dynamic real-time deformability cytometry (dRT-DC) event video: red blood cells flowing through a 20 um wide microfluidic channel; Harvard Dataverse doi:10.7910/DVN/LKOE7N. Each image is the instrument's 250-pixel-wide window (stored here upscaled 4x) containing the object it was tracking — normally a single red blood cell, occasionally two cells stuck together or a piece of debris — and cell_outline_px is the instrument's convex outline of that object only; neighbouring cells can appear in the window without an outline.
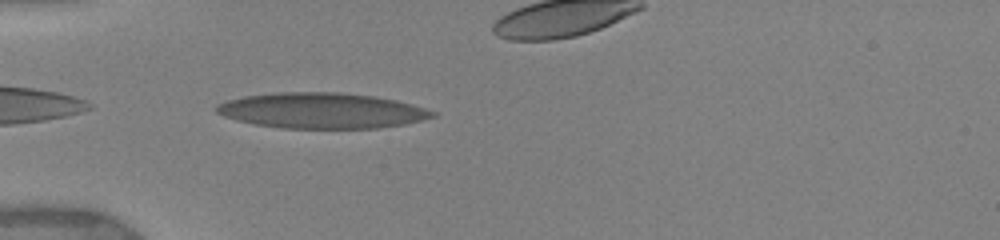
{"species": "human", "species_latin": "Homo sapiens", "temperature_condition": "warm", "stored_images_in_passage": 25, "camera_frame_rate_fps": 3000, "um_per_image_px": 0.085, "donor": {"sex": "female"}, "frame": {"image": 1, "passage_image": 1, "time_ms": 0.0, "image_size_px": [1000, 240], "cell_outline_px": [[436, 116], [404, 124], [376, 128], [284, 128], [256, 124], [236, 120], [224, 116], [216, 112], [216, 104], [228, 100], [244, 96], [276, 92], [340, 92], [372, 96], [396, 100], [424, 108], [436, 112]], "centroid_in_image_um": [27.32, 9.39], "position_along_channel_um": 57.7, "area_um2": 44.51}}
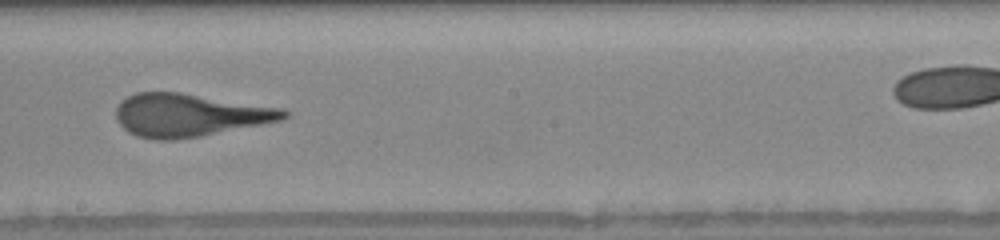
{"frame": {"image": 2, "passage_image": 11, "time_ms": 4.667, "image_size_px": [1000, 240], "cell_outline_px": [[292, 112], [284, 120], [200, 136], [176, 140], [152, 140], [136, 136], [128, 132], [116, 120], [116, 108], [128, 96], [136, 92], [180, 92], [284, 108]], "centroid_in_image_um": [16.14, 9.79], "position_along_channel_um": 232.1, "area_um2": 42.19}}